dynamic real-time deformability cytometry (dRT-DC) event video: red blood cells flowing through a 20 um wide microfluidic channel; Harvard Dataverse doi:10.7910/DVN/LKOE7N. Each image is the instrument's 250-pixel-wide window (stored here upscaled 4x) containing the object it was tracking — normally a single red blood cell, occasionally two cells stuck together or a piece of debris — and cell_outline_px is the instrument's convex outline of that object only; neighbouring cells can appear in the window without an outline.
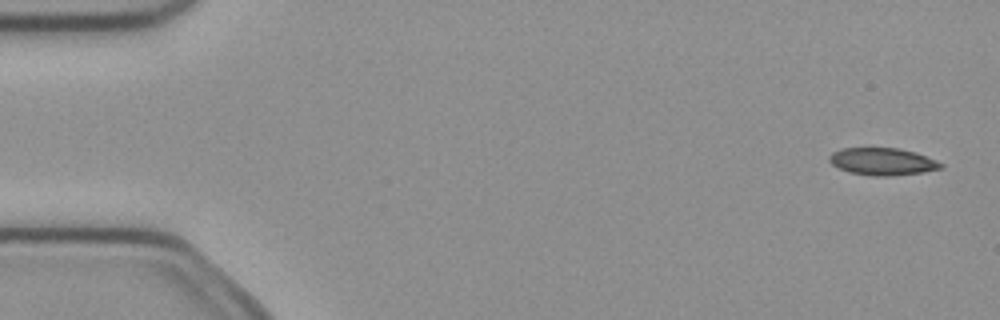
{"species": "common noctule bat (a hibernating species)", "species_latin": "Nyctalus noctula", "temperature_condition": "cold", "stored_images_in_passage": 6, "camera_frame_rate_fps": 3000, "um_per_image_px": 0.085, "animal": {"sex": "female", "body_mass_g": 21.9}, "frame": {"image": 1, "passage_image": 1, "time_ms": 0.0, "image_size_px": [1000, 320], "cell_outline_px": [[944, 168], [924, 172], [892, 176], [872, 176], [848, 172], [832, 164], [828, 160], [828, 156], [832, 152], [840, 148], [900, 148], [916, 152], [936, 160], [944, 164]], "centroid_in_image_um": [75.02, 13.73], "position_along_channel_um": 10.0, "area_um2": 17.98}}
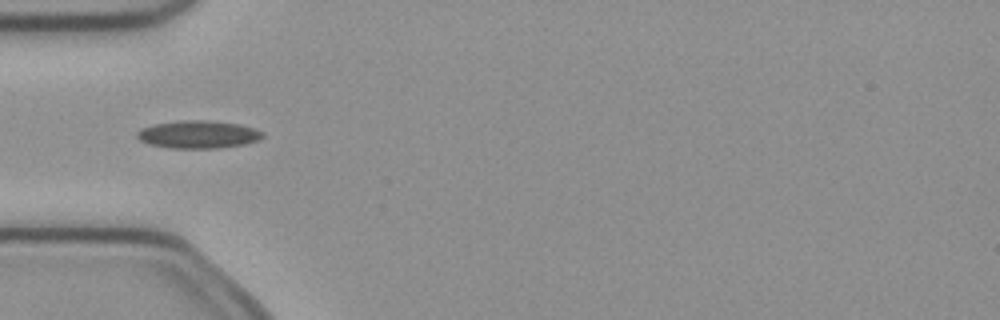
{"frame": {"image": 2, "passage_image": 5, "time_ms": 1.333, "image_size_px": [1000, 320], "cell_outline_px": [[264, 136], [256, 140], [244, 144], [220, 148], [172, 148], [148, 144], [140, 140], [136, 136], [136, 132], [140, 128], [152, 124], [176, 120], [208, 120], [236, 124], [252, 128], [264, 132]], "centroid_in_image_um": [16.78, 11.42], "position_along_channel_um": 68.2, "area_um2": 20.35}}